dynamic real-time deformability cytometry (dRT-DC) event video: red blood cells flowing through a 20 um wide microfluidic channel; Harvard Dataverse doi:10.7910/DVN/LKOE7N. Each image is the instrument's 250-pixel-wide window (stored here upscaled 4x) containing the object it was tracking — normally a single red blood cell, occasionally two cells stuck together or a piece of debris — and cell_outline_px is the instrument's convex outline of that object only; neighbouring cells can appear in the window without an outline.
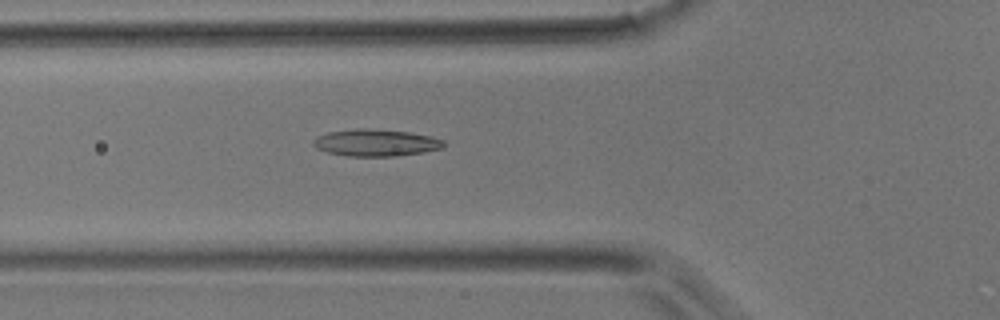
{"species": "common noctule bat (a hibernating species)", "species_latin": "Nyctalus noctula", "temperature_condition": "room temperature", "stored_images_in_passage": 42, "segment_of_instrument_passage": [1, 2], "camera_frame_rate_fps": 3000, "um_per_image_px": 0.085, "animal": {"sex": "male", "body_mass_g": 17.9}, "frame": {"image": 1, "passage_image": 10, "time_ms": 3.0, "image_size_px": [1000, 320], "cell_outline_px": [[444, 148], [424, 152], [400, 156], [348, 156], [328, 152], [316, 148], [312, 144], [312, 140], [316, 136], [328, 132], [356, 128], [368, 128], [408, 132], [428, 136], [444, 140]], "centroid_in_image_um": [31.92, 12.13], "position_along_channel_um": 93.9, "area_um2": 20.58}}
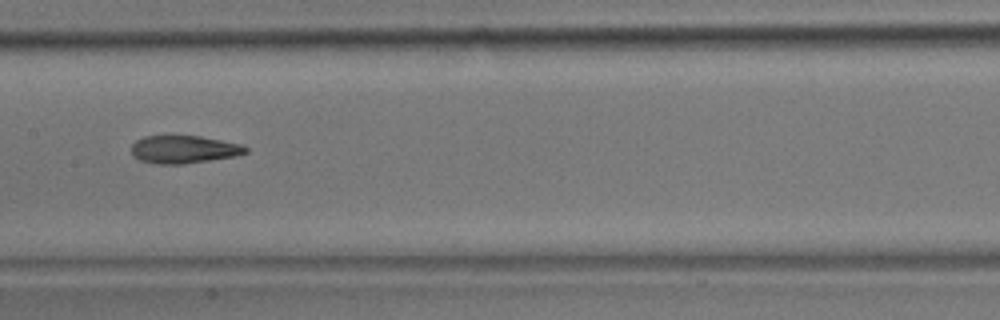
{"frame": {"image": 2, "passage_image": 17, "time_ms": 5.333, "image_size_px": [1000, 320], "cell_outline_px": [[248, 152], [236, 156], [184, 164], [156, 164], [140, 160], [132, 156], [132, 144], [136, 140], [144, 136], [200, 136], [244, 144], [248, 148]], "centroid_in_image_um": [15.65, 12.7], "position_along_channel_um": 191.8, "area_um2": 18.67}}
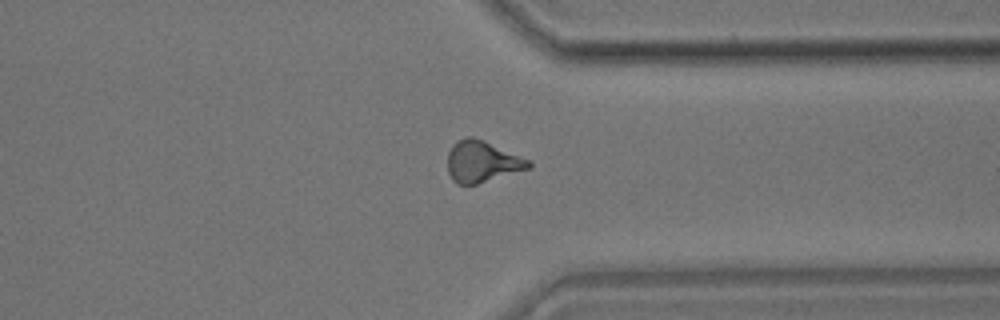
{"frame": {"image": 3, "passage_image": 30, "time_ms": 9.667, "image_size_px": [1000, 320], "cell_outline_px": [[532, 168], [476, 184], [456, 184], [452, 180], [448, 172], [448, 152], [452, 144], [456, 140], [464, 136], [472, 136], [484, 140], [532, 160]], "centroid_in_image_um": [41.0, 13.71], "position_along_channel_um": 370.4, "area_um2": 19.94}}